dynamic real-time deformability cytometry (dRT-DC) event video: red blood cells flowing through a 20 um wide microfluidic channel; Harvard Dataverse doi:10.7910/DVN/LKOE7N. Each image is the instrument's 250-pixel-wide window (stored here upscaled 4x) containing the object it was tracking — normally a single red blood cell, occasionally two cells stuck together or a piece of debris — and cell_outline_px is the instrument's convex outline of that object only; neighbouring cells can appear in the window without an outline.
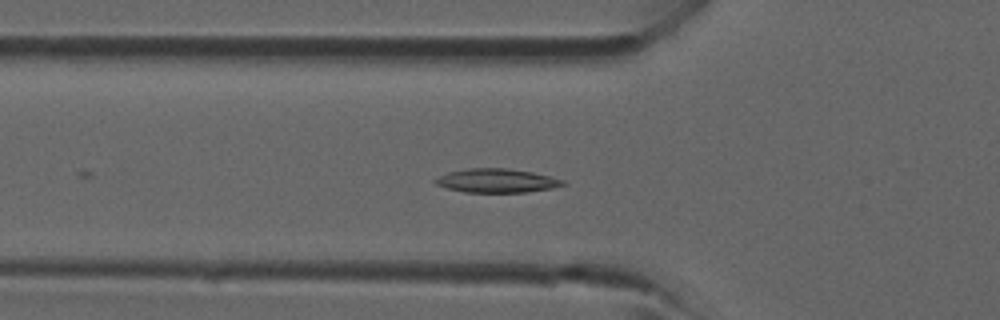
{"species": "common noctule bat (a hibernating species)", "species_latin": "Nyctalus noctula", "temperature_condition": "room temperature", "stored_images_in_passage": 2, "camera_frame_rate_fps": 3000, "um_per_image_px": 0.085, "animal": {"sex": "male", "forearm_length_mm": 52.5}, "frame": {"image": 1, "passage_image": 2, "time_ms": 1.333, "image_size_px": [1000, 320], "cell_outline_px": [[568, 184], [552, 188], [528, 192], [464, 192], [448, 188], [436, 184], [432, 180], [448, 172], [468, 168], [508, 168], [532, 172], [564, 180]], "centroid_in_image_um": [42.23, 15.35], "position_along_channel_um": 83.6, "area_um2": 17.69}}